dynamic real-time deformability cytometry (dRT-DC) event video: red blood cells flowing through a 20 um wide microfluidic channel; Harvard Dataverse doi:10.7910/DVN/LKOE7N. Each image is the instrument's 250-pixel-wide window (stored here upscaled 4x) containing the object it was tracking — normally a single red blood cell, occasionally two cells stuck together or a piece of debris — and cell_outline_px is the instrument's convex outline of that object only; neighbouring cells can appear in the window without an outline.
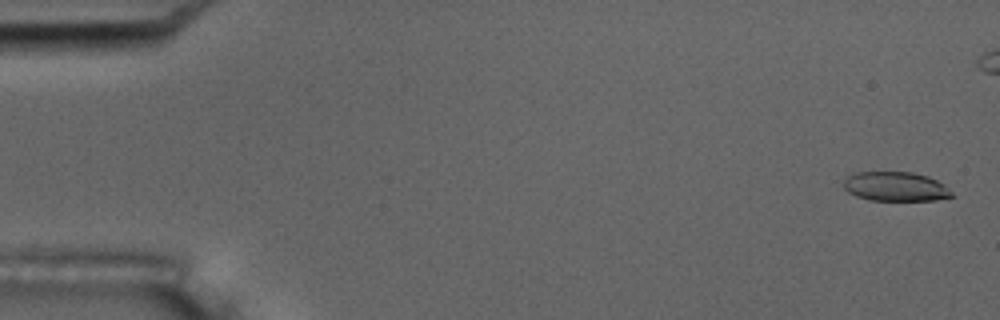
{"species": "common noctule bat (a hibernating species)", "species_latin": "Nyctalus noctula", "temperature_condition": "room temperature", "stored_images_in_passage": 15, "camera_frame_rate_fps": 3000, "um_per_image_px": 0.085, "animal": {"sex": "male", "body_mass_g": 17.5, "forearm_length_mm": 52.3}, "frame": {"image": 1, "passage_image": 1, "time_ms": 0.0, "image_size_px": [1000, 320], "cell_outline_px": [[956, 196], [936, 200], [868, 200], [856, 196], [848, 192], [844, 188], [844, 180], [848, 176], [856, 172], [912, 172], [928, 176], [944, 184]], "centroid_in_image_um": [76.14, 15.86], "position_along_channel_um": 8.9, "area_um2": 18.55}}
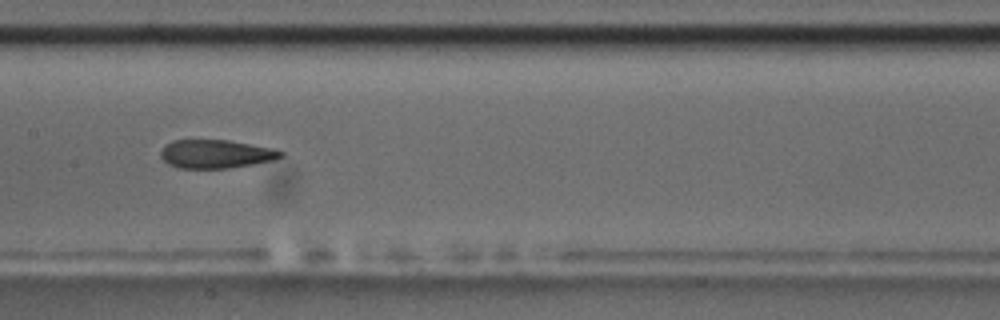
{"frame": {"image": 2, "passage_image": 9, "time_ms": 9.0, "image_size_px": [1000, 320], "cell_outline_px": [[284, 156], [272, 160], [252, 164], [228, 168], [176, 168], [168, 164], [160, 156], [160, 148], [164, 144], [172, 140], [228, 140], [276, 148], [284, 152]], "centroid_in_image_um": [18.33, 13.08], "position_along_channel_um": 189.1, "area_um2": 20.17}}